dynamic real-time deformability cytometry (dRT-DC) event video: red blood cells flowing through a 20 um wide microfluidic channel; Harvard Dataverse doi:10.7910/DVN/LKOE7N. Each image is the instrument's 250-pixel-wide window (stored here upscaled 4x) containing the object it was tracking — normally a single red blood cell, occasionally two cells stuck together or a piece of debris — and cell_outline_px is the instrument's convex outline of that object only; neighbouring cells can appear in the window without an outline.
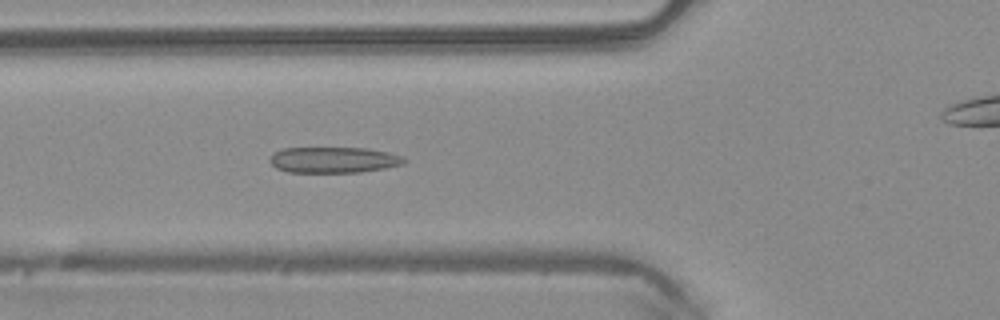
{"species": "common noctule bat (a hibernating species)", "species_latin": "Nyctalus noctula", "temperature_condition": "warm", "stored_images_in_passage": 48, "camera_frame_rate_fps": 3000, "um_per_image_px": 0.085, "animal": {"sex": "male", "body_mass_g": 20.4}, "frame": {"image": 1, "passage_image": 16, "time_ms": 5.0, "image_size_px": [1000, 320], "cell_outline_px": [[408, 160], [404, 164], [384, 168], [360, 172], [288, 172], [276, 168], [268, 160], [272, 152], [284, 148], [368, 148], [388, 152], [404, 156]], "centroid_in_image_um": [28.36, 13.58], "position_along_channel_um": 97.4, "area_um2": 20.46}}
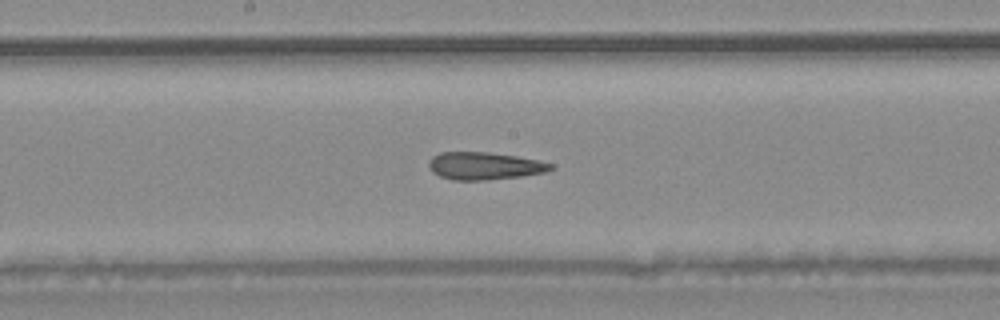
{"frame": {"image": 2, "passage_image": 24, "time_ms": 7.667, "image_size_px": [1000, 320], "cell_outline_px": [[552, 168], [544, 172], [520, 176], [488, 180], [452, 180], [440, 176], [432, 172], [428, 168], [428, 160], [432, 156], [440, 152], [488, 152], [516, 156], [540, 160], [552, 164]], "centroid_in_image_um": [41.12, 14.1], "position_along_channel_um": 207.1, "area_um2": 19.59}}
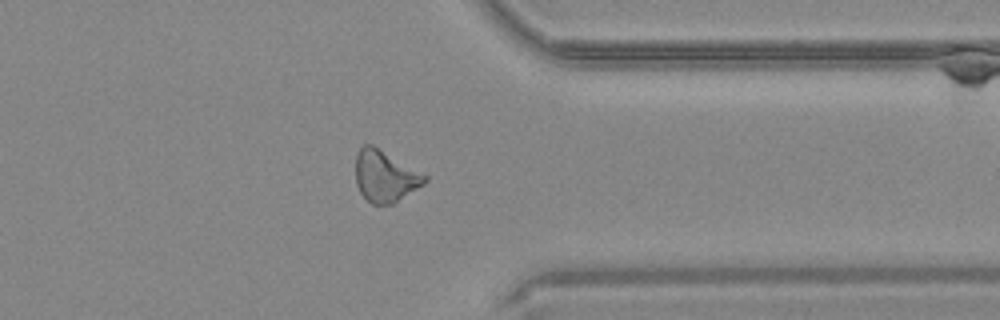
{"frame": {"image": 3, "passage_image": 37, "time_ms": 12.0, "image_size_px": [1000, 320], "cell_outline_px": [[428, 180], [424, 184], [392, 204], [372, 204], [360, 192], [356, 184], [356, 156], [360, 148], [364, 144], [372, 144], [428, 176]], "centroid_in_image_um": [32.73, 14.97], "position_along_channel_um": 378.7, "area_um2": 20.52}, "authors_computed_cell_mechanics": {"area_um2": 20.4901, "velocity_mm_per_s": 4.0931, "shape_relaxation_time_tau1_ms": null, "shape_relaxation_time_tau2_ms": 5.2741, "deformation_change_tau1": null, "deformation_change_tau2": 0.1456}}